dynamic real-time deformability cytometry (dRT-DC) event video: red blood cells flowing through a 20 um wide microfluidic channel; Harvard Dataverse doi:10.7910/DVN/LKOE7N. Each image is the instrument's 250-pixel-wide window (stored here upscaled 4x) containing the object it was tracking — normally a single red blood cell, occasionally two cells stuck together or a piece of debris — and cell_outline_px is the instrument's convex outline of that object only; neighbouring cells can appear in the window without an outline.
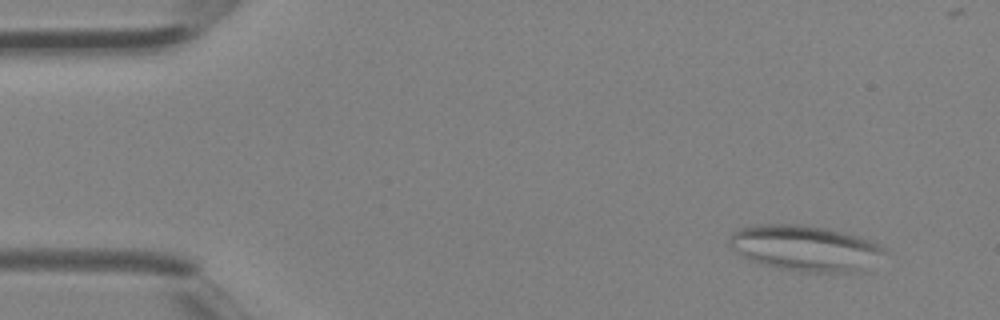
{"species": "Egyptian fruit bat (a non-hibernating species)", "species_latin": "Rousettus aegyptiacus", "temperature_condition": "room temperature", "stored_images_in_passage": 4, "camera_frame_rate_fps": 3000, "um_per_image_px": 0.085, "animal": {"sex": "female"}, "frame": {"image": 1, "passage_image": 2, "time_ms": 0.333, "image_size_px": [1000, 320], "cell_outline_px": [[884, 252], [856, 272], [800, 272], [776, 268], [760, 264], [748, 260], [732, 248], [728, 240], [732, 232], [740, 228], [756, 224], [800, 224], [828, 228], [844, 232], [868, 240], [884, 248]], "centroid_in_image_um": [68.32, 21.08], "position_along_channel_um": 16.7, "area_um2": 40.86}}